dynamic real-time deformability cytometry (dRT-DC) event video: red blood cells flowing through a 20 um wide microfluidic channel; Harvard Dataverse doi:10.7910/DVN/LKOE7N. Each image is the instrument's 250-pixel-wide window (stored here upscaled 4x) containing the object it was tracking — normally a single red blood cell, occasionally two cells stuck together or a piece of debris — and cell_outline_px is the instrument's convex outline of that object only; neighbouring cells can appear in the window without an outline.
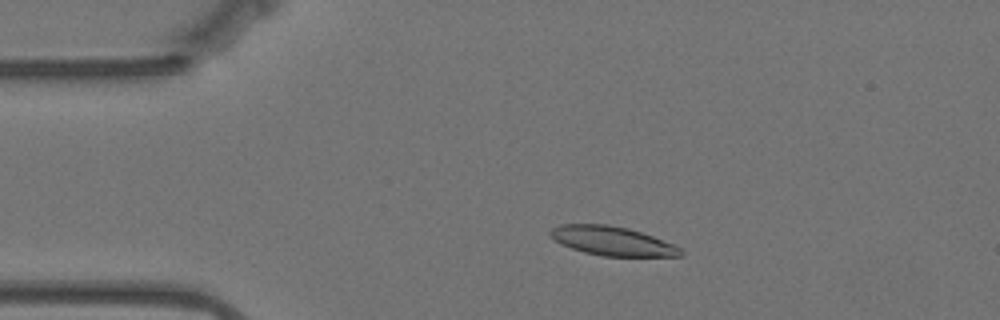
{"species": "Egyptian fruit bat (a non-hibernating species)", "species_latin": "Rousettus aegyptiacus", "temperature_condition": "warm", "stored_images_in_passage": 56, "camera_frame_rate_fps": 3000, "um_per_image_px": 0.085, "animal": {"sex": "female"}, "frame": {"image": 1, "passage_image": 10, "time_ms": 3.0, "image_size_px": [1000, 320], "cell_outline_px": [[684, 256], [604, 256], [584, 252], [560, 244], [548, 232], [552, 228], [560, 224], [608, 224], [628, 228], [652, 236], [672, 244], [680, 248], [684, 252]], "centroid_in_image_um": [52.03, 20.48], "position_along_channel_um": 33.0, "area_um2": 21.91}}
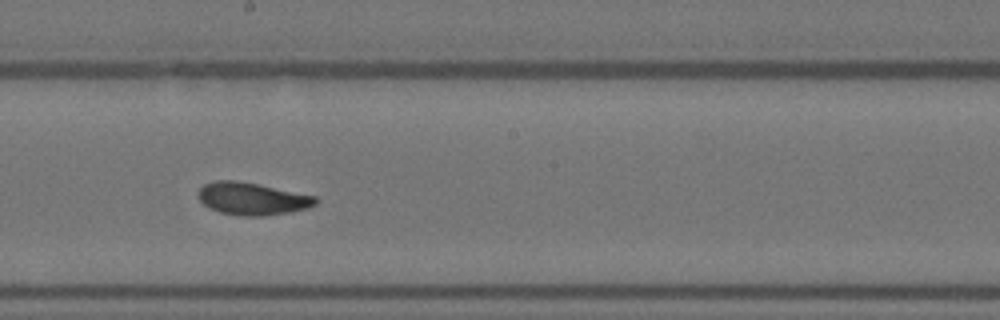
{"frame": {"image": 2, "passage_image": 30, "time_ms": 9.667, "image_size_px": [1000, 320], "cell_outline_px": [[320, 200], [316, 204], [308, 208], [288, 212], [264, 216], [244, 216], [220, 212], [208, 208], [196, 196], [200, 188], [204, 184], [212, 180], [236, 180], [316, 196]], "centroid_in_image_um": [21.41, 16.89], "position_along_channel_um": 226.8, "area_um2": 22.2}}
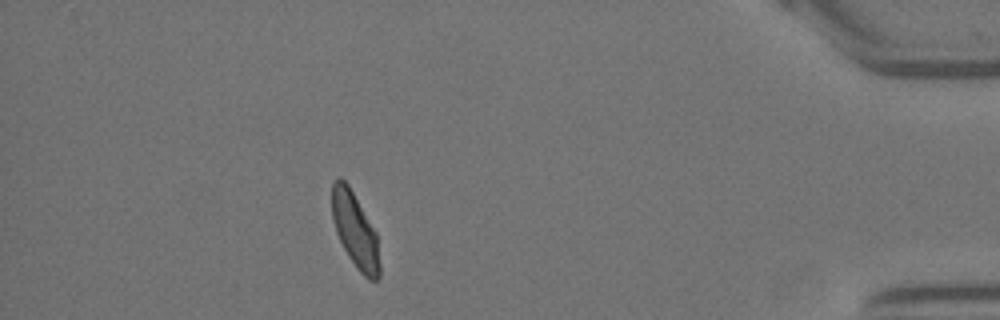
{"frame": {"image": 3, "passage_image": 50, "time_ms": 16.333, "image_size_px": [1000, 320], "cell_outline_px": [[380, 280], [368, 280], [356, 268], [348, 256], [336, 232], [332, 220], [332, 184], [340, 176], [348, 184], [376, 232], [380, 264]], "centroid_in_image_um": [30.19, 19.61], "position_along_channel_um": 405.0, "area_um2": 20.81}, "authors_computed_cell_mechanics": {"area_um2": 22.1085, "velocity_mm_per_s": 3.4739, "shape_relaxation_time_tau1_ms": 6.6655, "shape_relaxation_time_tau2_ms": 2.2095, "deformation_change_tau1": 0.1855, "deformation_change_tau2": 0.0687}}